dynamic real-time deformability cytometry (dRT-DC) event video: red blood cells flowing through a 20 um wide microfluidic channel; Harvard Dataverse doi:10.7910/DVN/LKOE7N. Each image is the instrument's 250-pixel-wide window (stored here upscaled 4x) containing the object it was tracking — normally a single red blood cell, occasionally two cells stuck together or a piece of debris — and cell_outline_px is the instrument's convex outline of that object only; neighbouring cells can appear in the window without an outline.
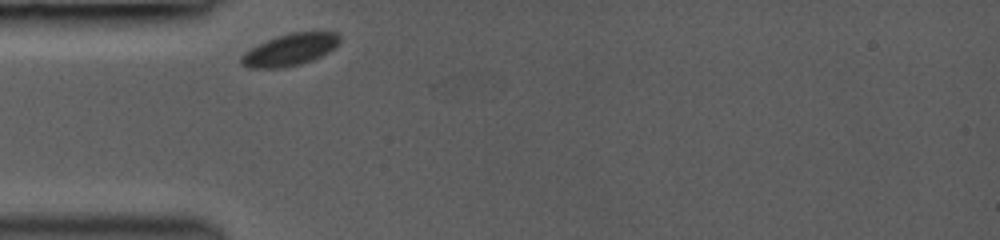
{"species": "common noctule bat (a hibernating species)", "species_latin": "Nyctalus noctula", "temperature_condition": "room temperature", "stored_images_in_passage": 25, "camera_frame_rate_fps": 3000, "um_per_image_px": 0.085, "animal": {"sex": "female", "body_mass_g": 19.0, "forearm_length_mm": 53.3}, "frame": {"image": 1, "passage_image": 1, "time_ms": 0.0, "image_size_px": [1000, 240], "cell_outline_px": [[340, 44], [328, 52], [312, 60], [300, 64], [284, 68], [248, 68], [240, 64], [240, 56], [244, 52], [276, 36], [288, 32], [336, 32], [340, 36]], "centroid_in_image_um": [24.64, 4.23], "position_along_channel_um": 60.4, "area_um2": 18.38}}
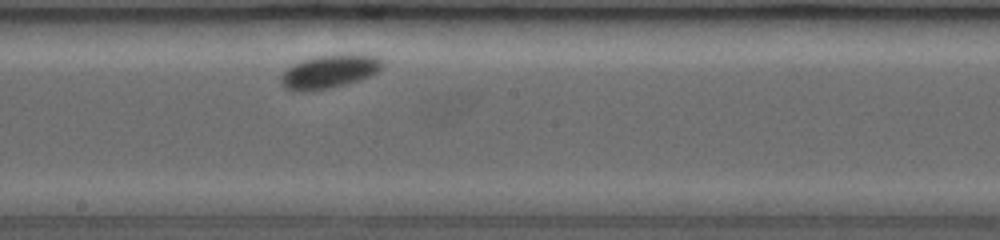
{"frame": {"image": 2, "passage_image": 13, "time_ms": 4.333, "image_size_px": [1000, 240], "cell_outline_px": [[384, 64], [380, 72], [360, 80], [328, 88], [300, 92], [284, 88], [280, 84], [280, 76], [292, 64], [300, 60], [316, 56], [360, 52], [364, 52], [376, 56]], "centroid_in_image_um": [28.03, 6.05], "position_along_channel_um": 220.2, "area_um2": 20.29}}
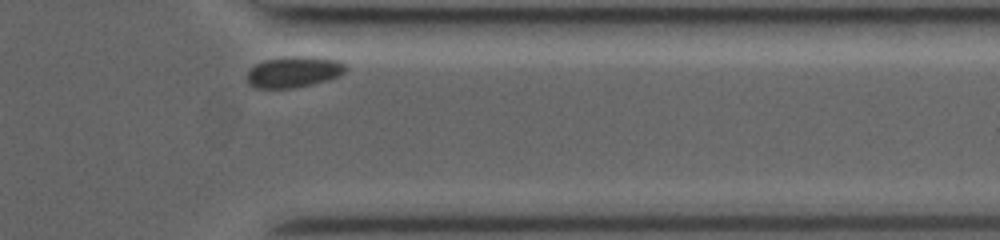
{"frame": {"image": 3, "passage_image": 25, "time_ms": 8.667, "image_size_px": [1000, 240], "cell_outline_px": [[348, 68], [340, 76], [328, 80], [312, 84], [292, 88], [256, 88], [248, 84], [248, 72], [256, 64], [268, 60], [292, 56], [316, 56], [336, 60], [348, 64]], "centroid_in_image_um": [25.04, 6.11], "position_along_channel_um": 386.4, "area_um2": 17.86}}